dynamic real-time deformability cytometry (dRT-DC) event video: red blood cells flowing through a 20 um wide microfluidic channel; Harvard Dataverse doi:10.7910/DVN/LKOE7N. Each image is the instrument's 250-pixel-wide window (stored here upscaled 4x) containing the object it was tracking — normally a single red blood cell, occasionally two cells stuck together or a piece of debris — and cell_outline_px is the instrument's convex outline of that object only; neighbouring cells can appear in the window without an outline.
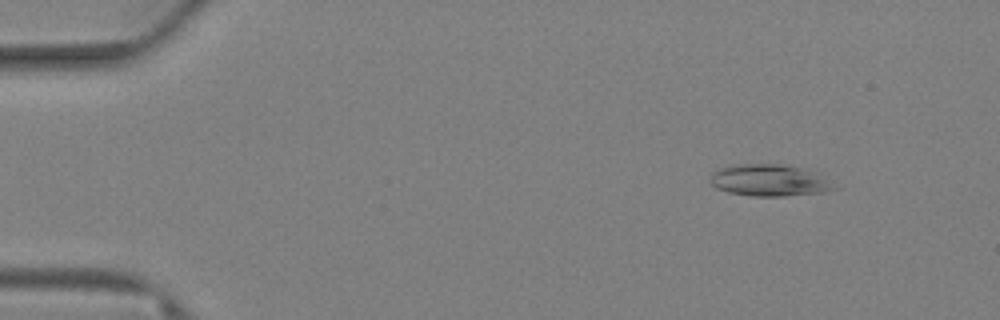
{"species": "Egyptian fruit bat (a non-hibernating species)", "species_latin": "Rousettus aegyptiacus", "temperature_condition": "warm", "stored_images_in_passage": 80, "camera_frame_rate_fps": 3000, "um_per_image_px": 0.085, "animal": {"sex": "female"}, "frame": {"image": 1, "passage_image": 10, "time_ms": 3.0, "image_size_px": [1000, 320], "cell_outline_px": [[840, 188], [824, 192], [784, 196], [752, 196], [728, 192], [716, 188], [712, 184], [712, 172], [716, 168], [732, 164], [780, 164], [800, 168], [816, 172]], "centroid_in_image_um": [65.39, 15.33], "position_along_channel_um": 19.6, "area_um2": 23.0}}
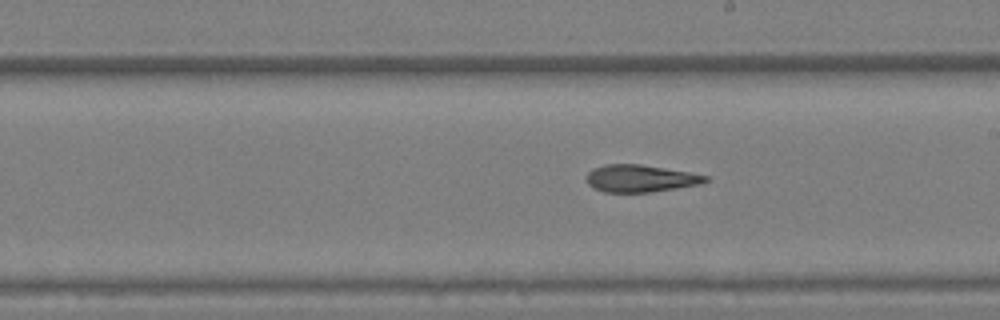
{"frame": {"image": 2, "passage_image": 47, "time_ms": 15.333, "image_size_px": [1000, 320], "cell_outline_px": [[712, 180], [700, 184], [676, 188], [648, 192], [604, 192], [592, 188], [588, 184], [584, 176], [592, 168], [604, 164], [640, 164], [688, 172], [708, 176]], "centroid_in_image_um": [54.39, 15.16], "position_along_channel_um": 234.6, "area_um2": 19.02}}
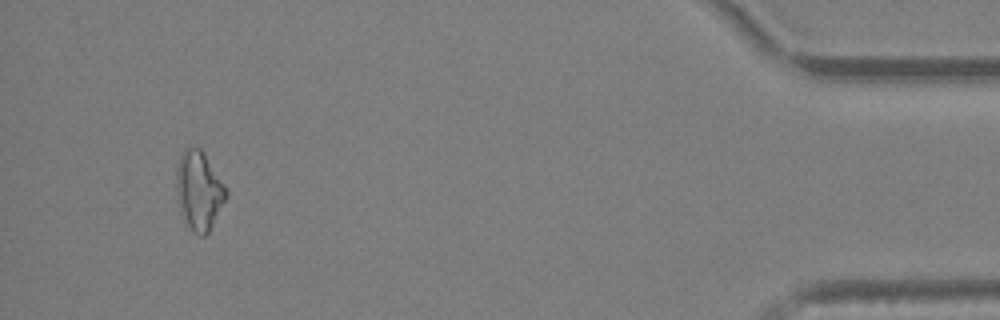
{"frame": {"image": 3, "passage_image": 76, "time_ms": 25.0, "image_size_px": [1000, 320], "cell_outline_px": [[228, 196], [208, 232], [204, 236], [200, 236], [188, 224], [180, 212], [176, 188], [176, 168], [180, 156], [184, 148], [200, 148], [204, 152], [224, 184], [228, 192]], "centroid_in_image_um": [16.91, 16.17], "position_along_channel_um": 418.3, "area_um2": 22.6}, "authors_computed_cell_mechanics": {"area_um2": 20.4034, "velocity_mm_per_s": 2.6134, "shape_relaxation_time_tau1_ms": null, "shape_relaxation_time_tau2_ms": 7.747, "deformation_change_tau1": null, "deformation_change_tau2": 0.1718}}